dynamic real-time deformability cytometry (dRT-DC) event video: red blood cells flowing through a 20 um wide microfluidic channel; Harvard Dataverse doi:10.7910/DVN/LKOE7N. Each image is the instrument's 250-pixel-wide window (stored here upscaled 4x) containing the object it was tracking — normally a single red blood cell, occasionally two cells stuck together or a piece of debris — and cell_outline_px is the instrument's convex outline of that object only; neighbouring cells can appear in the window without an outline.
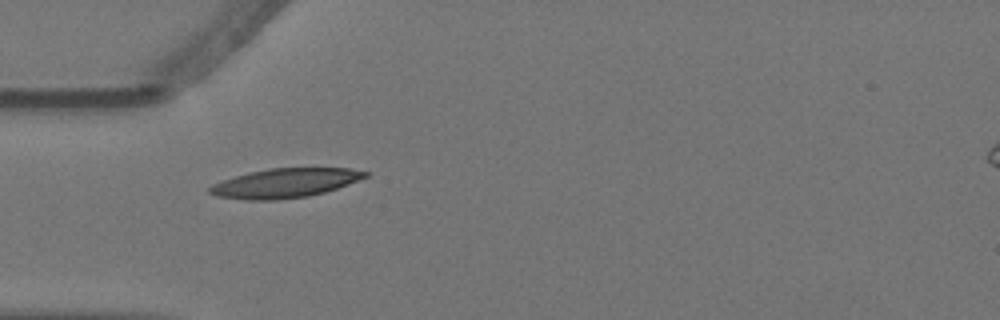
{"species": "Egyptian fruit bat (a non-hibernating species)", "species_latin": "Rousettus aegyptiacus", "temperature_condition": "warm", "stored_images_in_passage": 31, "camera_frame_rate_fps": 3000, "um_per_image_px": 0.085, "animal": {"sex": "female"}, "frame": {"image": 1, "passage_image": 1, "time_ms": 0.0, "image_size_px": [1000, 320], "cell_outline_px": [[368, 176], [336, 188], [324, 192], [308, 196], [276, 200], [248, 200], [216, 196], [208, 192], [208, 188], [212, 184], [248, 172], [272, 168], [348, 168], [368, 172]], "centroid_in_image_um": [24.19, 15.56], "position_along_channel_um": 60.8, "area_um2": 26.24}}
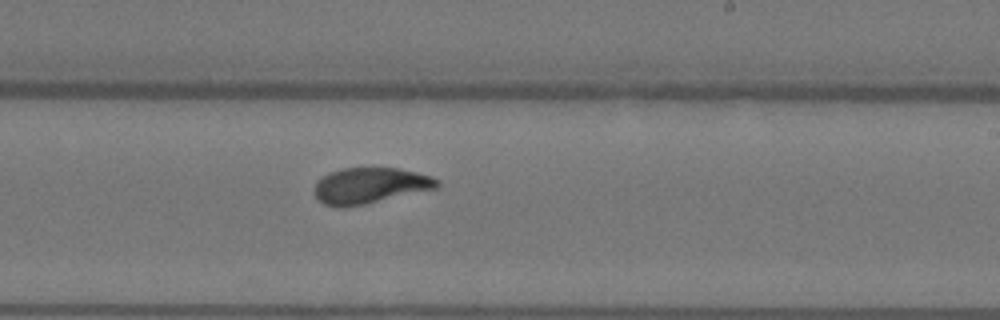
{"frame": {"image": 2, "passage_image": 18, "time_ms": 5.667, "image_size_px": [1000, 320], "cell_outline_px": [[440, 184], [436, 188], [364, 204], [340, 208], [336, 208], [324, 204], [316, 196], [312, 188], [316, 180], [328, 172], [340, 168], [400, 168], [432, 176], [440, 180]], "centroid_in_image_um": [31.4, 15.76], "position_along_channel_um": 257.6, "area_um2": 25.84}}
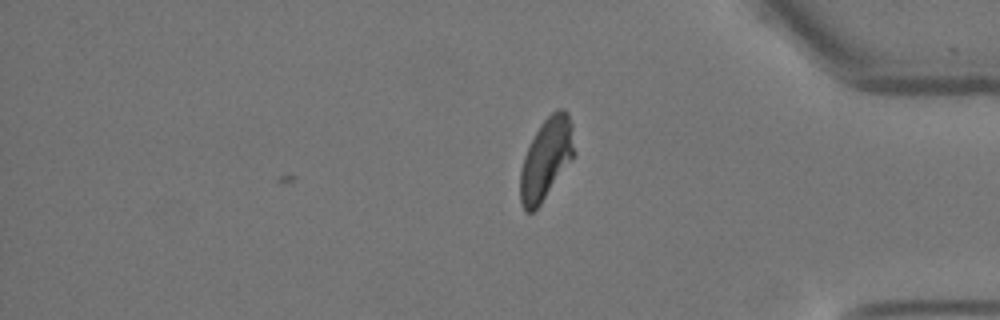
{"frame": {"image": 3, "passage_image": 31, "time_ms": 10.0, "image_size_px": [1000, 320], "cell_outline_px": [[576, 152], [540, 204], [532, 212], [524, 212], [520, 200], [520, 172], [524, 156], [540, 124], [556, 108], [564, 108], [568, 112], [572, 124]], "centroid_in_image_um": [46.43, 13.46], "position_along_channel_um": 388.8, "area_um2": 25.37}, "authors_computed_cell_mechanics": {"area_um2": 25.721, "velocity_mm_per_s": 3.4959, "shape_relaxation_time_tau1_ms": 3.9631, "shape_relaxation_time_tau2_ms": 0.8071, "deformation_change_tau1": 0.1706, "deformation_change_tau2": 0.0684}}